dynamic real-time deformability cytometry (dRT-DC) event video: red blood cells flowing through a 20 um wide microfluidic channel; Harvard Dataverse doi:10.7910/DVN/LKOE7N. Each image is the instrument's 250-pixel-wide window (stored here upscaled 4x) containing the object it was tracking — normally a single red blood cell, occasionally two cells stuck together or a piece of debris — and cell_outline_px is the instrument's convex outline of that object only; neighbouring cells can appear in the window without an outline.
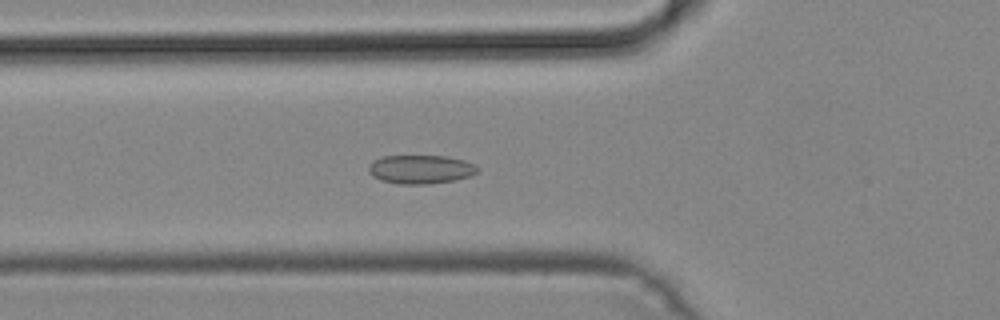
{"species": "common noctule bat (a hibernating species)", "species_latin": "Nyctalus noctula", "temperature_condition": "cold", "stored_images_in_passage": 36, "camera_frame_rate_fps": 3000, "um_per_image_px": 0.085, "animal": {"sex": "male", "body_mass_g": 19.2, "forearm_length_mm": 51.8}, "frame": {"image": 1, "passage_image": 3, "time_ms": 0.667, "image_size_px": [1000, 320], "cell_outline_px": [[480, 168], [476, 172], [468, 176], [456, 180], [428, 184], [396, 184], [380, 180], [372, 176], [368, 172], [368, 164], [372, 160], [384, 156], [448, 156], [464, 160], [476, 164]], "centroid_in_image_um": [35.73, 14.39], "position_along_channel_um": 90.1, "area_um2": 18.5}}
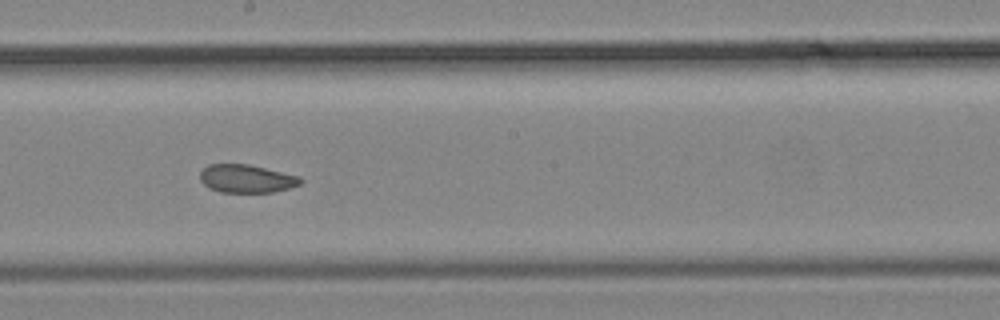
{"frame": {"image": 2, "passage_image": 13, "time_ms": 4.0, "image_size_px": [1000, 320], "cell_outline_px": [[304, 180], [300, 184], [288, 188], [272, 192], [220, 192], [204, 184], [200, 180], [200, 172], [208, 164], [248, 164], [300, 176]], "centroid_in_image_um": [20.97, 15.18], "position_along_channel_um": 227.2, "area_um2": 16.36}}
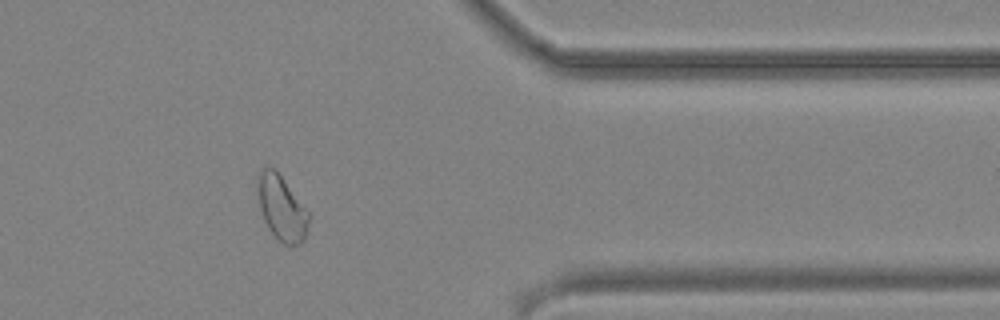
{"frame": {"image": 3, "passage_image": 26, "time_ms": 8.333, "image_size_px": [1000, 320], "cell_outline_px": [[312, 216], [304, 240], [300, 244], [284, 244], [268, 228], [264, 220], [260, 208], [256, 188], [256, 172], [260, 168], [276, 168]], "centroid_in_image_um": [23.93, 17.62], "position_along_channel_um": 387.5, "area_um2": 19.77}}